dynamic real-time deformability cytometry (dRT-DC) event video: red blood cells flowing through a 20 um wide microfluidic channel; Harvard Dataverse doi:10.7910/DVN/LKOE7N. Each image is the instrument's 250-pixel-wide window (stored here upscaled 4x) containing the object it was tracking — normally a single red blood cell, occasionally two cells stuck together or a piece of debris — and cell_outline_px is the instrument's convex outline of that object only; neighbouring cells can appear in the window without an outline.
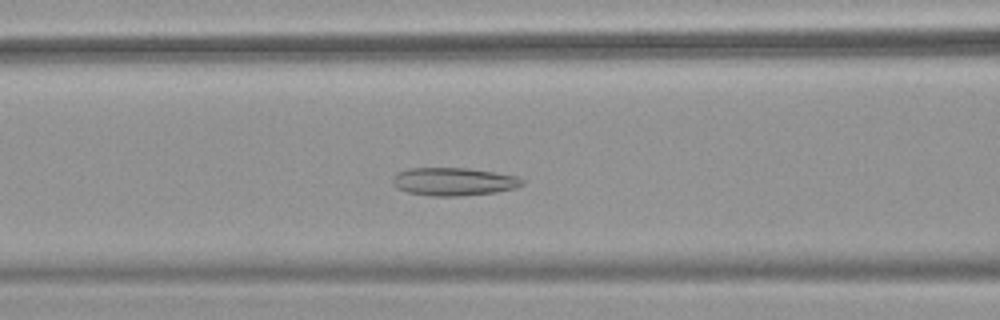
{"species": "common noctule bat (a hibernating species)", "species_latin": "Nyctalus noctula", "temperature_condition": "warm", "stored_images_in_passage": 49, "camera_frame_rate_fps": 3000, "um_per_image_px": 0.085, "animal": {"sex": "female", "body_mass_g": 18.4}, "frame": {"image": 1, "passage_image": 19, "time_ms": 6.0, "image_size_px": [1000, 320], "cell_outline_px": [[524, 184], [516, 188], [496, 192], [460, 196], [432, 196], [408, 192], [396, 188], [392, 184], [392, 176], [396, 172], [408, 168], [468, 168], [516, 176], [524, 180]], "centroid_in_image_um": [38.52, 15.43], "position_along_channel_um": 128.1, "area_um2": 21.27}}
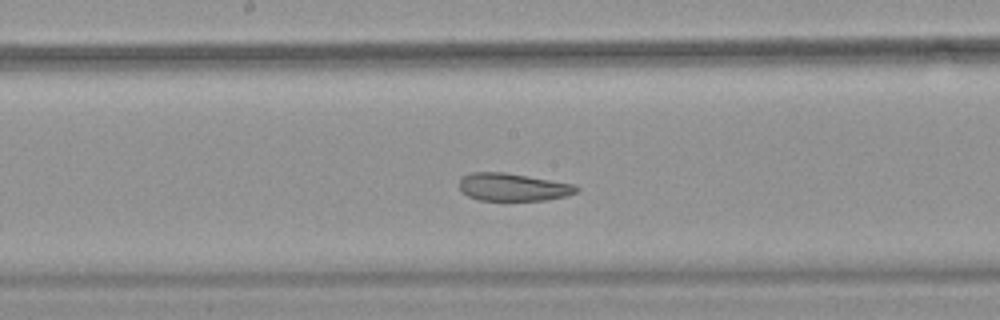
{"frame": {"image": 2, "passage_image": 25, "time_ms": 8.0, "image_size_px": [1000, 320], "cell_outline_px": [[580, 188], [576, 192], [568, 196], [544, 200], [480, 200], [468, 196], [460, 188], [460, 176], [472, 172], [504, 172], [576, 184]], "centroid_in_image_um": [43.63, 15.89], "position_along_channel_um": 204.6, "area_um2": 18.96}}
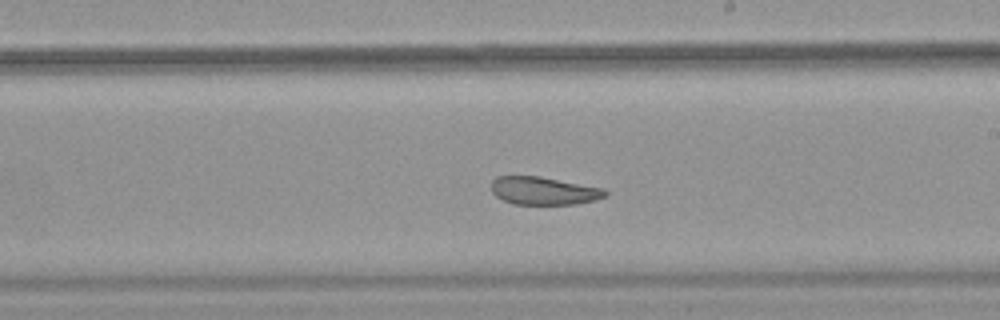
{"frame": {"image": 3, "passage_image": 28, "time_ms": 9.0, "image_size_px": [1000, 320], "cell_outline_px": [[608, 196], [596, 200], [576, 204], [512, 204], [496, 196], [492, 192], [492, 180], [496, 176], [540, 176], [604, 188], [608, 192]], "centroid_in_image_um": [46.25, 16.21], "position_along_channel_um": 242.8, "area_um2": 18.67}, "authors_computed_cell_mechanics": {"area_um2": 23.8136, "velocity_mm_per_s": 3.8426, "shape_relaxation_time_tau1_ms": null, "shape_relaxation_time_tau2_ms": 2.2125, "deformation_change_tau1": null, "deformation_change_tau2": 0.0882}}